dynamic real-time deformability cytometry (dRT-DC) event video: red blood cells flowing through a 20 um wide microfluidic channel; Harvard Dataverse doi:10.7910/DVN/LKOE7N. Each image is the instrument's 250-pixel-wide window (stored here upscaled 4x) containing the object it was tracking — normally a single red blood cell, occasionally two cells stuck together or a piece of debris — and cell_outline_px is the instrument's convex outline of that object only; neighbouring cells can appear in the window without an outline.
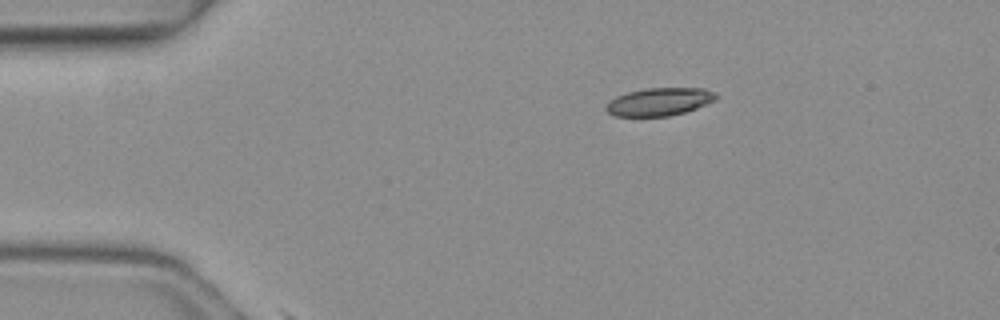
{"species": "common noctule bat (a hibernating species)", "species_latin": "Nyctalus noctula", "temperature_condition": "warm", "stored_images_in_passage": 2, "camera_frame_rate_fps": 3000, "um_per_image_px": 0.085, "animal": {"sex": "female", "body_mass_g": 19.3, "forearm_length_mm": 54.1}, "frame": {"image": 1, "passage_image": 2, "time_ms": 0.333, "image_size_px": [1000, 320], "cell_outline_px": [[720, 96], [716, 100], [696, 108], [684, 112], [668, 116], [616, 116], [608, 112], [604, 108], [608, 100], [616, 96], [628, 92], [648, 88], [704, 88], [716, 92]], "centroid_in_image_um": [56.06, 8.64], "position_along_channel_um": 28.9, "area_um2": 17.98}}